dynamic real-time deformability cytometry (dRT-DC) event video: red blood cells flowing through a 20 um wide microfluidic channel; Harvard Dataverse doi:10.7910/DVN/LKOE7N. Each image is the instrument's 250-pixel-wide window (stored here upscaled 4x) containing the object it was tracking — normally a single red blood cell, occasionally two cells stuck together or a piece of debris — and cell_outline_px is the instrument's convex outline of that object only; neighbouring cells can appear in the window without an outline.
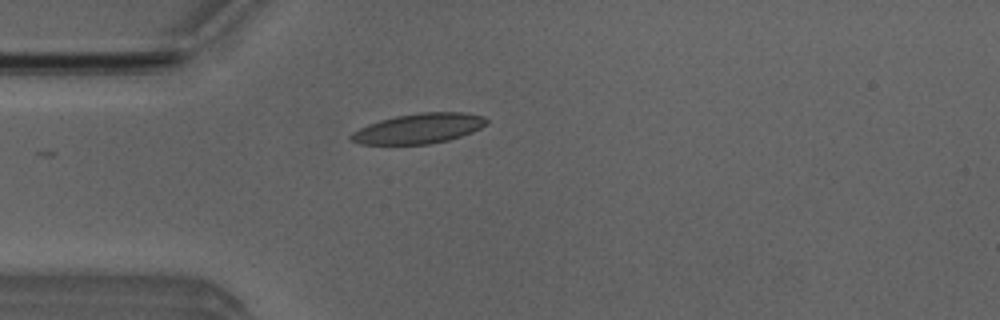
{"species": "Egyptian fruit bat (a non-hibernating species)", "species_latin": "Rousettus aegyptiacus", "temperature_condition": "room temperature", "stored_images_in_passage": 16, "camera_frame_rate_fps": 3000, "um_per_image_px": 0.085, "animal": {"sex": "male"}, "frame": {"image": 1, "passage_image": 1, "time_ms": 0.0, "image_size_px": [1000, 320], "cell_outline_px": [[488, 124], [472, 132], [448, 140], [428, 144], [360, 144], [348, 140], [348, 136], [352, 132], [368, 124], [380, 120], [396, 116], [420, 112], [468, 112], [484, 116], [488, 120]], "centroid_in_image_um": [35.6, 10.91], "position_along_channel_um": 49.4, "area_um2": 23.87}}
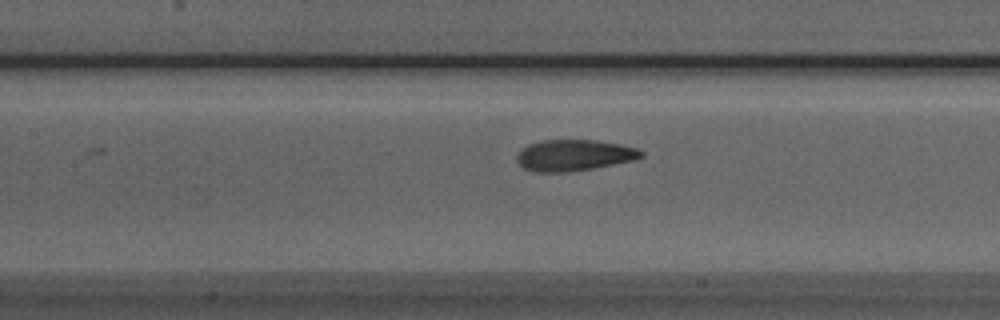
{"frame": {"image": 2, "passage_image": 10, "time_ms": 3.0, "image_size_px": [1000, 320], "cell_outline_px": [[644, 156], [632, 160], [592, 168], [568, 172], [532, 172], [524, 168], [516, 160], [516, 156], [528, 144], [540, 140], [596, 140], [620, 144], [636, 148], [644, 152]], "centroid_in_image_um": [48.77, 13.19], "position_along_channel_um": 158.6, "area_um2": 22.48}}
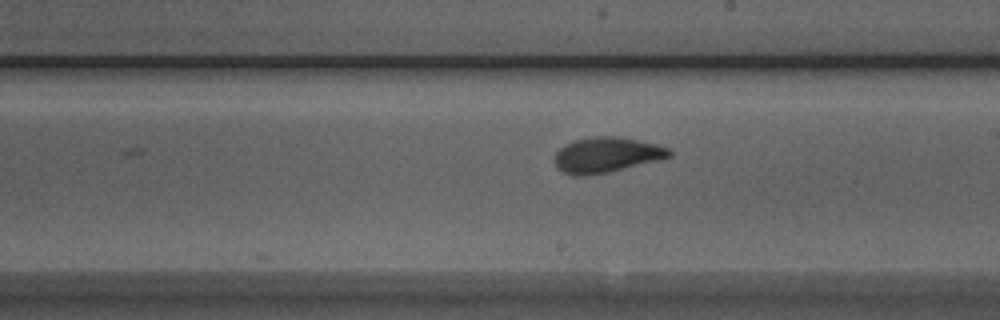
{"frame": {"image": 3, "passage_image": 16, "time_ms": 5.0, "image_size_px": [1000, 320], "cell_outline_px": [[672, 156], [608, 172], [588, 176], [572, 176], [556, 168], [552, 160], [556, 152], [564, 144], [572, 140], [596, 136], [616, 136], [656, 144], [672, 148]], "centroid_in_image_um": [51.49, 13.17], "position_along_channel_um": 237.5, "area_um2": 23.76}}